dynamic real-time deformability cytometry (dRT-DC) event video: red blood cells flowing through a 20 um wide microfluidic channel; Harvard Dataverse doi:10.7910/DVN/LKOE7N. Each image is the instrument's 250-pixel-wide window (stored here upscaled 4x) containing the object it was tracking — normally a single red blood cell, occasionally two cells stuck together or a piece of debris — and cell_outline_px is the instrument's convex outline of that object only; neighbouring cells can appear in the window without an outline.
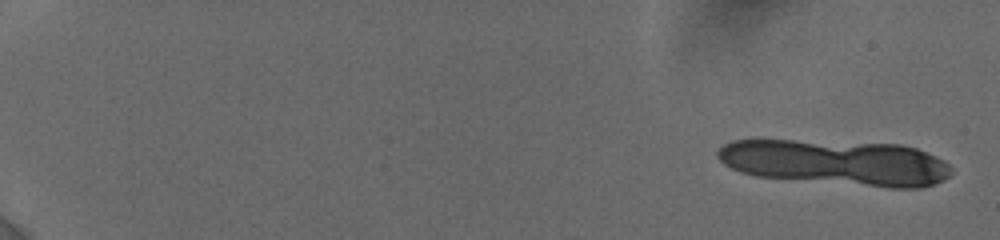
{"species": "human", "species_latin": "Homo sapiens", "temperature_condition": "cold", "stored_images_in_passage": 11, "camera_frame_rate_fps": 3000, "um_per_image_px": 0.085, "donor": {"sex": "female"}, "frame": {"image": 1, "passage_image": 1, "time_ms": 0.0, "image_size_px": [1000, 240], "cell_outline_px": [[952, 172], [944, 180], [924, 188], [888, 188], [756, 176], [740, 172], [724, 164], [716, 156], [716, 152], [724, 144], [732, 140], [792, 140], [900, 144], [916, 148], [936, 156], [944, 160], [952, 168]], "centroid_in_image_um": [71.1, 13.82], "position_along_channel_um": 13.9, "area_um2": 62.31}}